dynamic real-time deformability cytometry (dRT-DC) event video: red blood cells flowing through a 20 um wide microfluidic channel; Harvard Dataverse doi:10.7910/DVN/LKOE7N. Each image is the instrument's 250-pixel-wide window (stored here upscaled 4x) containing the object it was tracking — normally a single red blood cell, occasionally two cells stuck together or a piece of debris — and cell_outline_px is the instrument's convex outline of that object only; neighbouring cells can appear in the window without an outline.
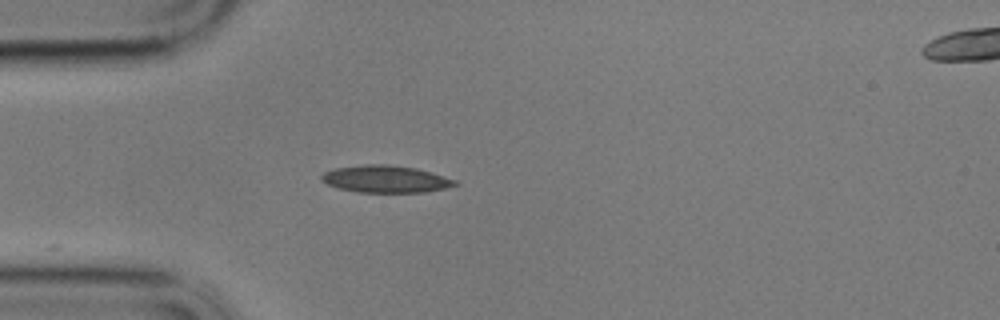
{"species": "common noctule bat (a hibernating species)", "species_latin": "Nyctalus noctula", "temperature_condition": "cold", "stored_images_in_passage": 6, "camera_frame_rate_fps": 3000, "um_per_image_px": 0.085, "animal": {"sex": "male", "body_mass_g": 17.9}, "frame": {"image": 1, "passage_image": 1, "time_ms": 0.0, "image_size_px": [1000, 320], "cell_outline_px": [[460, 184], [444, 188], [424, 192], [356, 192], [340, 188], [328, 184], [320, 180], [320, 176], [324, 172], [336, 168], [364, 164], [388, 164], [416, 168], [456, 180]], "centroid_in_image_um": [32.76, 15.21], "position_along_channel_um": 52.2, "area_um2": 20.98}}